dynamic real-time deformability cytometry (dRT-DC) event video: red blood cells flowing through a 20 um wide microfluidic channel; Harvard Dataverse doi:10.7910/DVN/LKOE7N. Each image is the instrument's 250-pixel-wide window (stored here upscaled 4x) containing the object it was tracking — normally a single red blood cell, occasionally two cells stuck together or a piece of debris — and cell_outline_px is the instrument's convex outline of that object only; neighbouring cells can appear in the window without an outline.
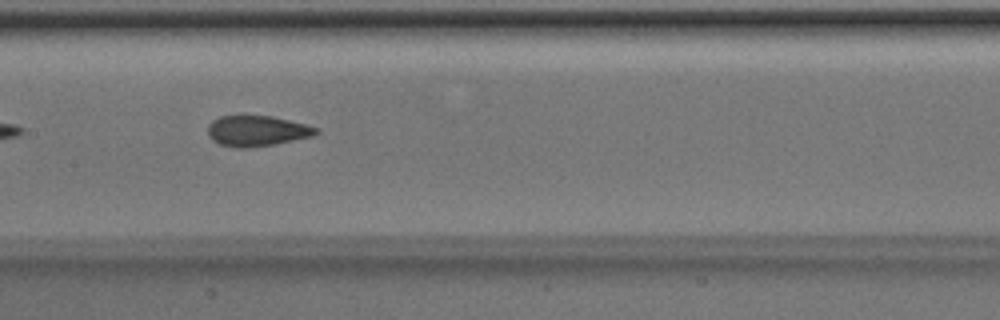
{"species": "Egyptian fruit bat (a non-hibernating species)", "species_latin": "Rousettus aegyptiacus", "temperature_condition": "room temperature", "stored_images_in_passage": 8, "camera_frame_rate_fps": 3000, "um_per_image_px": 0.085, "animal": {"sex": "male"}, "frame": {"image": 1, "passage_image": 6, "time_ms": 1.667, "image_size_px": [1000, 320], "cell_outline_px": [[320, 132], [312, 136], [272, 144], [248, 148], [236, 148], [220, 144], [212, 140], [208, 136], [208, 124], [212, 120], [220, 116], [240, 112], [244, 112], [272, 116], [304, 124], [316, 128]], "centroid_in_image_um": [21.74, 11.07], "position_along_channel_um": 185.7, "area_um2": 19.88}}
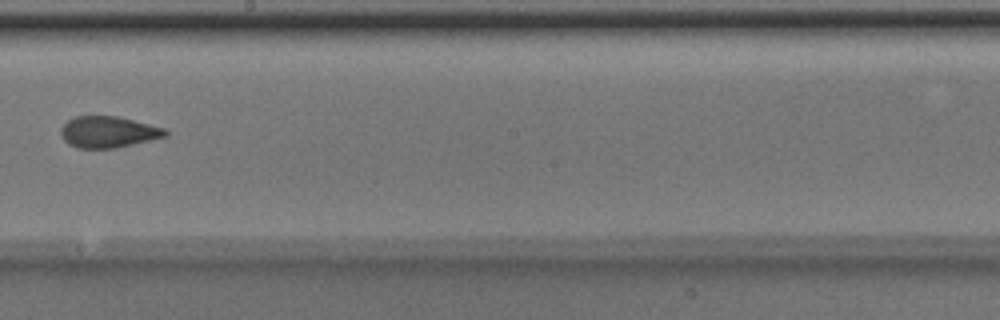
{"frame": {"image": 2, "passage_image": 7, "time_ms": 2.0, "image_size_px": [1000, 320], "cell_outline_px": [[168, 136], [116, 148], [76, 148], [68, 144], [64, 140], [60, 132], [60, 128], [68, 120], [76, 116], [116, 116], [164, 128], [168, 132]], "centroid_in_image_um": [9.18, 11.23], "position_along_channel_um": 239.0, "area_um2": 19.02}}
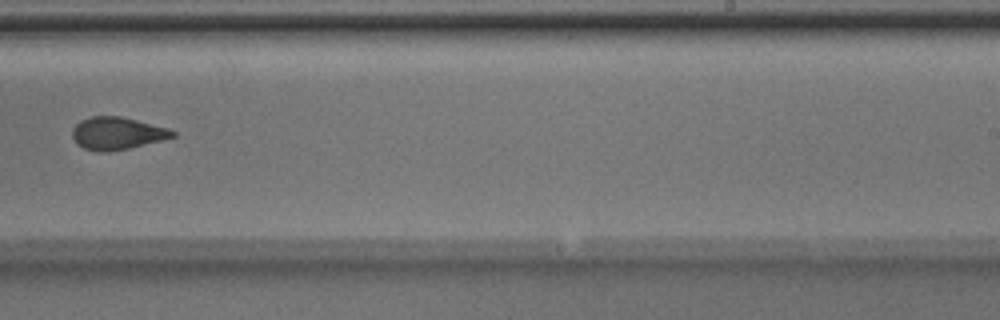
{"frame": {"image": 3, "passage_image": 8, "time_ms": 2.333, "image_size_px": [1000, 320], "cell_outline_px": [[176, 136], [128, 148], [108, 152], [100, 152], [84, 148], [76, 144], [72, 136], [72, 128], [80, 120], [92, 116], [120, 116], [168, 128], [176, 132]], "centroid_in_image_um": [9.91, 11.33], "position_along_channel_um": 279.1, "area_um2": 18.84}}